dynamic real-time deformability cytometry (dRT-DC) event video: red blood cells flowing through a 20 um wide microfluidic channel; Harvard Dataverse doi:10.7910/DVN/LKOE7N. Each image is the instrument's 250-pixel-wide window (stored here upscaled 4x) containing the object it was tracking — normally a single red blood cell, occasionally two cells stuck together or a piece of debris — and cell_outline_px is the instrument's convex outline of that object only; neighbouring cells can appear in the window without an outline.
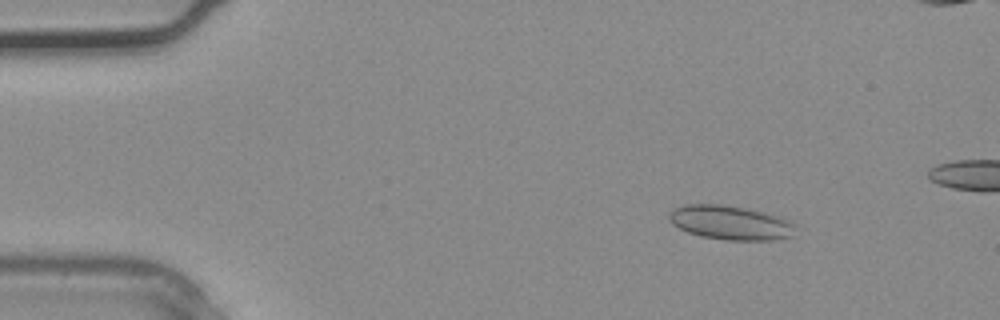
{"species": "common noctule bat (a hibernating species)", "species_latin": "Nyctalus noctula", "temperature_condition": "warm", "stored_images_in_passage": 3, "camera_frame_rate_fps": 3000, "um_per_image_px": 0.085, "animal": {"sex": "male", "body_mass_g": 20.4}, "frame": {"image": 1, "passage_image": 1, "time_ms": 0.0, "image_size_px": [1000, 320], "cell_outline_px": [[796, 224], [792, 236], [772, 240], [728, 240], [700, 236], [688, 232], [672, 224], [668, 220], [668, 212], [676, 208], [688, 204], [724, 204], [764, 212], [780, 216]], "centroid_in_image_um": [62.08, 18.92], "position_along_channel_um": 22.9, "area_um2": 25.2}}